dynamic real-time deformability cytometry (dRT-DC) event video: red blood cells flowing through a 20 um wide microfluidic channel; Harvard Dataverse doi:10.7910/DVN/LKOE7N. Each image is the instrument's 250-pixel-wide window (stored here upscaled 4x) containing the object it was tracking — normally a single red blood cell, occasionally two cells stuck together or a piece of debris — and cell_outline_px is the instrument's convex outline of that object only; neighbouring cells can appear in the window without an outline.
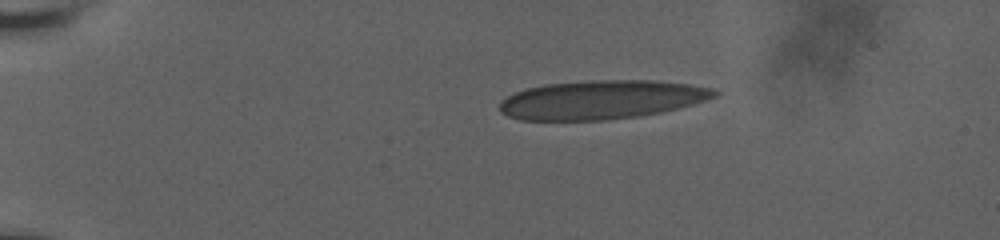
{"species": "human", "species_latin": "Homo sapiens", "temperature_condition": "room temperature", "stored_images_in_passage": 32, "camera_frame_rate_fps": 3000, "um_per_image_px": 0.085, "donor": {"sex": "male"}, "frame": {"image": 1, "passage_image": 1, "time_ms": 0.0, "image_size_px": [1000, 240], "cell_outline_px": [[720, 92], [716, 96], [692, 104], [660, 112], [636, 116], [604, 120], [520, 120], [508, 116], [500, 112], [500, 100], [512, 92], [544, 84], [592, 80], [652, 80], [688, 84], [716, 88]], "centroid_in_image_um": [51.09, 8.46], "position_along_channel_um": 33.9, "area_um2": 48.61}}
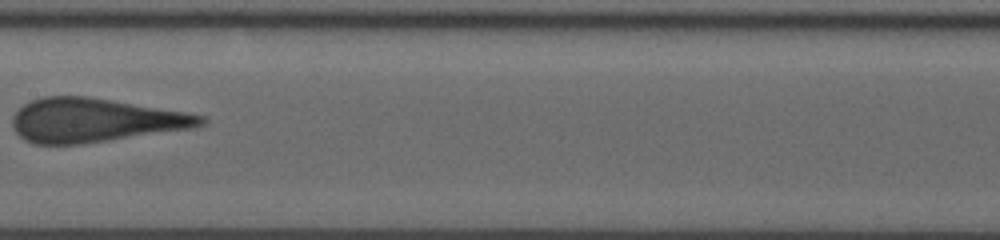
{"frame": {"image": 2, "passage_image": 13, "time_ms": 6.667, "image_size_px": [1000, 240], "cell_outline_px": [[208, 120], [204, 124], [196, 128], [80, 144], [32, 144], [24, 140], [12, 128], [12, 116], [24, 104], [32, 100], [44, 96], [88, 96], [184, 112], [204, 116]], "centroid_in_image_um": [8.04, 10.23], "position_along_channel_um": 199.4, "area_um2": 48.09}}
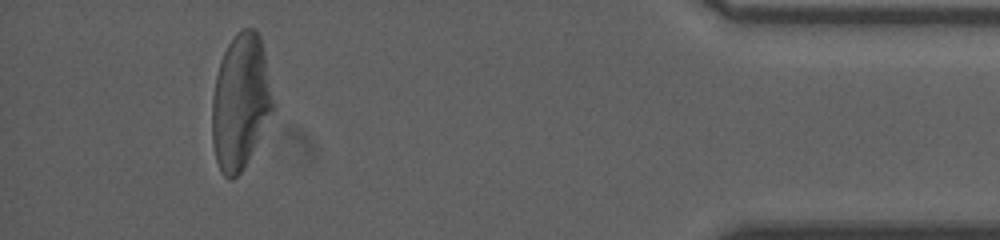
{"frame": {"image": 3, "passage_image": 28, "time_ms": 14.0, "image_size_px": [1000, 240], "cell_outline_px": [[276, 104], [240, 172], [232, 180], [228, 180], [220, 172], [216, 160], [212, 144], [212, 96], [216, 76], [220, 60], [228, 44], [236, 32], [240, 28], [252, 28], [260, 36], [264, 52]], "centroid_in_image_um": [20.43, 8.61], "position_along_channel_um": 414.8, "area_um2": 47.8}, "authors_computed_cell_mechanics": {"area_um2": 48.2052, "velocity_mm_per_s": 3.6345, "shape_relaxation_time_tau1_ms": 6.5687, "shape_relaxation_time_tau2_ms": 0.5225, "deformation_change_tau1": 0.1852, "deformation_change_tau2": 0.0694}}